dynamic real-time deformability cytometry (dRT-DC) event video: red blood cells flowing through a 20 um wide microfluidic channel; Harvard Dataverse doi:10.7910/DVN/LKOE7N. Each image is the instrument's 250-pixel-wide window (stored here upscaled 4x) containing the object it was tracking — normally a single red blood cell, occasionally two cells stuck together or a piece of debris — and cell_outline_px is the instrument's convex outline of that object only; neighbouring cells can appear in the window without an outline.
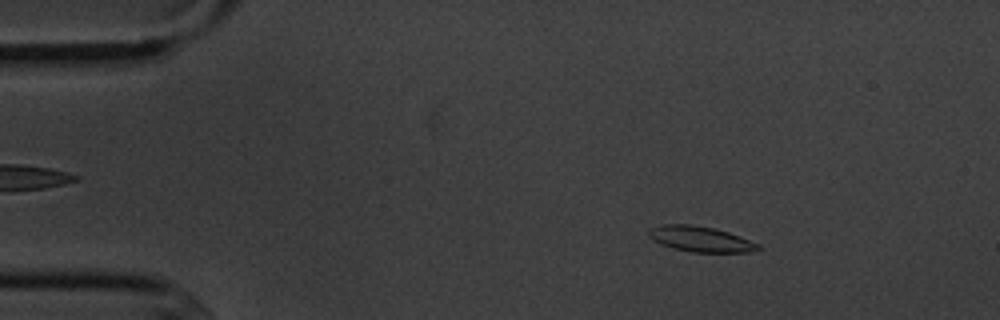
{"species": "common noctule bat (a hibernating species)", "species_latin": "Nyctalus noctula", "temperature_condition": "cold", "stored_images_in_passage": 4, "camera_frame_rate_fps": 3000, "um_per_image_px": 0.085, "animal": {"sex": "male", "body_mass_g": 20.1, "forearm_length_mm": 53.5}, "frame": {"image": 1, "passage_image": 2, "time_ms": 1.333, "image_size_px": [1000, 320], "cell_outline_px": [[764, 248], [752, 252], [692, 252], [672, 248], [660, 244], [652, 240], [648, 236], [648, 228], [660, 224], [692, 224], [712, 228], [728, 232], [740, 236], [760, 244]], "centroid_in_image_um": [59.53, 20.32], "position_along_channel_um": 25.5, "area_um2": 16.53}}